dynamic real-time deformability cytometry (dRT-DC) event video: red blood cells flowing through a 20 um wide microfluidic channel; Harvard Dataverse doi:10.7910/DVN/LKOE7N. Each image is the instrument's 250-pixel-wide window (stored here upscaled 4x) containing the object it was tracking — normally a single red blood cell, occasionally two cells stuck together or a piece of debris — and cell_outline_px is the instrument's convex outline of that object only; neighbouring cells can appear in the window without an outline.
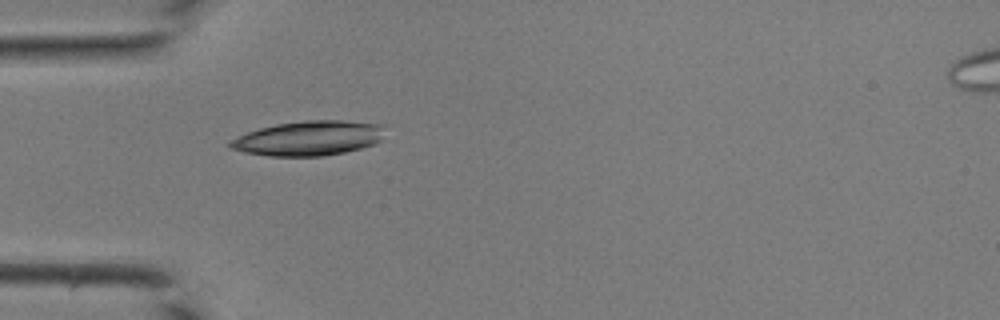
{"species": "common noctule bat (a hibernating species)", "species_latin": "Nyctalus noctula", "temperature_condition": "room temperature", "stored_images_in_passage": 30, "camera_frame_rate_fps": 3000, "um_per_image_px": 0.085, "animal": {"sex": "male", "body_mass_g": 19.0, "forearm_length_mm": 50.8}, "frame": {"image": 1, "passage_image": 1, "time_ms": 0.0, "image_size_px": [1000, 320], "cell_outline_px": [[384, 124], [380, 140], [372, 144], [360, 148], [344, 152], [324, 156], [268, 156], [244, 152], [228, 148], [228, 140], [248, 132], [260, 128], [276, 124], [304, 120], [340, 120]], "centroid_in_image_um": [26.18, 11.75], "position_along_channel_um": 58.8, "area_um2": 31.27}}
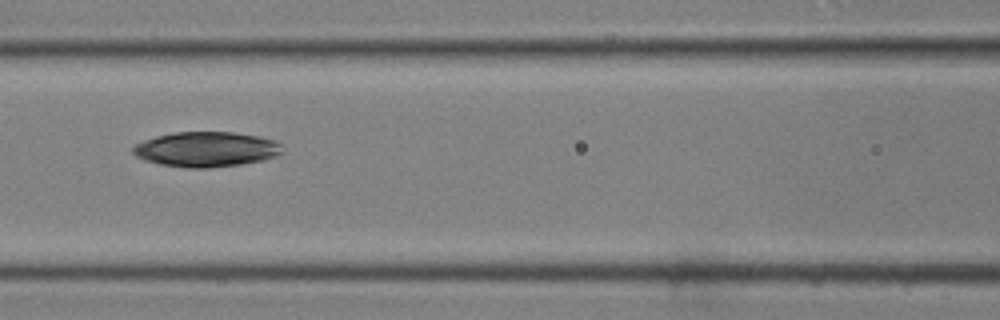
{"frame": {"image": 2, "passage_image": 7, "time_ms": 2.0, "image_size_px": [1000, 320], "cell_outline_px": [[284, 152], [276, 156], [264, 160], [240, 164], [208, 168], [188, 168], [160, 164], [144, 160], [136, 156], [132, 152], [132, 148], [136, 144], [144, 140], [156, 136], [176, 132], [232, 132], [260, 136], [276, 140], [280, 144]], "centroid_in_image_um": [17.55, 12.69], "position_along_channel_um": 149.0, "area_um2": 30.63}}
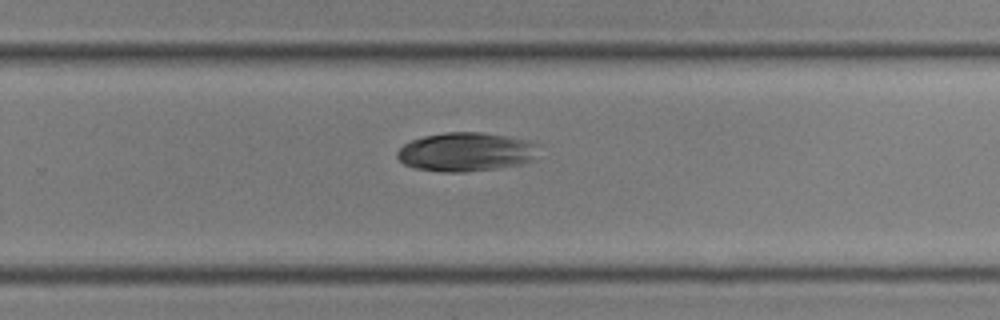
{"frame": {"image": 3, "passage_image": 16, "time_ms": 5.0, "image_size_px": [1000, 320], "cell_outline_px": [[540, 144], [528, 160], [520, 164], [496, 168], [464, 172], [444, 172], [412, 168], [404, 164], [396, 156], [396, 152], [404, 144], [412, 140], [424, 136], [444, 132], [480, 132], [508, 136], [528, 140]], "centroid_in_image_um": [39.54, 12.9], "position_along_channel_um": 290.3, "area_um2": 31.85}}